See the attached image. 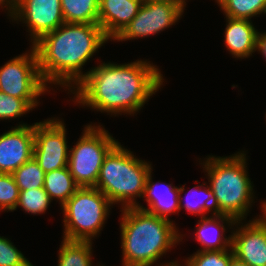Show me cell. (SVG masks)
<instances>
[{
    "label": "cell",
    "instance_id": "obj_8",
    "mask_svg": "<svg viewBox=\"0 0 266 266\" xmlns=\"http://www.w3.org/2000/svg\"><path fill=\"white\" fill-rule=\"evenodd\" d=\"M31 48L30 53L15 56L0 67L1 92L16 98L39 100L41 94L49 90L50 86L41 77L36 51L32 45Z\"/></svg>",
    "mask_w": 266,
    "mask_h": 266
},
{
    "label": "cell",
    "instance_id": "obj_2",
    "mask_svg": "<svg viewBox=\"0 0 266 266\" xmlns=\"http://www.w3.org/2000/svg\"><path fill=\"white\" fill-rule=\"evenodd\" d=\"M108 40L99 24L64 23L45 34L32 45L43 81L73 90L85 77L82 66Z\"/></svg>",
    "mask_w": 266,
    "mask_h": 266
},
{
    "label": "cell",
    "instance_id": "obj_23",
    "mask_svg": "<svg viewBox=\"0 0 266 266\" xmlns=\"http://www.w3.org/2000/svg\"><path fill=\"white\" fill-rule=\"evenodd\" d=\"M12 175L19 190H31L44 187L45 172L34 157L22 164Z\"/></svg>",
    "mask_w": 266,
    "mask_h": 266
},
{
    "label": "cell",
    "instance_id": "obj_30",
    "mask_svg": "<svg viewBox=\"0 0 266 266\" xmlns=\"http://www.w3.org/2000/svg\"><path fill=\"white\" fill-rule=\"evenodd\" d=\"M18 0H0L1 8H6L8 16L10 17L16 9ZM4 6V7H3Z\"/></svg>",
    "mask_w": 266,
    "mask_h": 266
},
{
    "label": "cell",
    "instance_id": "obj_34",
    "mask_svg": "<svg viewBox=\"0 0 266 266\" xmlns=\"http://www.w3.org/2000/svg\"><path fill=\"white\" fill-rule=\"evenodd\" d=\"M178 261H172L170 263H166V264H161L158 266H181L180 264L177 263Z\"/></svg>",
    "mask_w": 266,
    "mask_h": 266
},
{
    "label": "cell",
    "instance_id": "obj_22",
    "mask_svg": "<svg viewBox=\"0 0 266 266\" xmlns=\"http://www.w3.org/2000/svg\"><path fill=\"white\" fill-rule=\"evenodd\" d=\"M225 17L248 19L266 14V0H215Z\"/></svg>",
    "mask_w": 266,
    "mask_h": 266
},
{
    "label": "cell",
    "instance_id": "obj_7",
    "mask_svg": "<svg viewBox=\"0 0 266 266\" xmlns=\"http://www.w3.org/2000/svg\"><path fill=\"white\" fill-rule=\"evenodd\" d=\"M117 143L102 125L85 126L68 158L69 171L79 187L96 186L103 161Z\"/></svg>",
    "mask_w": 266,
    "mask_h": 266
},
{
    "label": "cell",
    "instance_id": "obj_10",
    "mask_svg": "<svg viewBox=\"0 0 266 266\" xmlns=\"http://www.w3.org/2000/svg\"><path fill=\"white\" fill-rule=\"evenodd\" d=\"M65 123L52 118L34 123L33 157L45 173L68 166Z\"/></svg>",
    "mask_w": 266,
    "mask_h": 266
},
{
    "label": "cell",
    "instance_id": "obj_28",
    "mask_svg": "<svg viewBox=\"0 0 266 266\" xmlns=\"http://www.w3.org/2000/svg\"><path fill=\"white\" fill-rule=\"evenodd\" d=\"M0 266H34L6 237L0 236Z\"/></svg>",
    "mask_w": 266,
    "mask_h": 266
},
{
    "label": "cell",
    "instance_id": "obj_13",
    "mask_svg": "<svg viewBox=\"0 0 266 266\" xmlns=\"http://www.w3.org/2000/svg\"><path fill=\"white\" fill-rule=\"evenodd\" d=\"M34 124L25 123L0 135V173L12 174L33 157Z\"/></svg>",
    "mask_w": 266,
    "mask_h": 266
},
{
    "label": "cell",
    "instance_id": "obj_11",
    "mask_svg": "<svg viewBox=\"0 0 266 266\" xmlns=\"http://www.w3.org/2000/svg\"><path fill=\"white\" fill-rule=\"evenodd\" d=\"M10 17L12 21L27 24L32 45L65 23L61 0H18L16 9Z\"/></svg>",
    "mask_w": 266,
    "mask_h": 266
},
{
    "label": "cell",
    "instance_id": "obj_16",
    "mask_svg": "<svg viewBox=\"0 0 266 266\" xmlns=\"http://www.w3.org/2000/svg\"><path fill=\"white\" fill-rule=\"evenodd\" d=\"M236 220L227 215L215 214L200 218L196 226L195 239L202 248L200 251L226 250L231 248L232 235L225 236L226 225L231 229ZM226 223V225H225Z\"/></svg>",
    "mask_w": 266,
    "mask_h": 266
},
{
    "label": "cell",
    "instance_id": "obj_15",
    "mask_svg": "<svg viewBox=\"0 0 266 266\" xmlns=\"http://www.w3.org/2000/svg\"><path fill=\"white\" fill-rule=\"evenodd\" d=\"M148 208L137 205V208L170 220L169 215L179 213V187L173 184L153 182L152 171L147 177L144 196Z\"/></svg>",
    "mask_w": 266,
    "mask_h": 266
},
{
    "label": "cell",
    "instance_id": "obj_25",
    "mask_svg": "<svg viewBox=\"0 0 266 266\" xmlns=\"http://www.w3.org/2000/svg\"><path fill=\"white\" fill-rule=\"evenodd\" d=\"M37 99H21L0 91V119L10 120L21 117L38 106Z\"/></svg>",
    "mask_w": 266,
    "mask_h": 266
},
{
    "label": "cell",
    "instance_id": "obj_33",
    "mask_svg": "<svg viewBox=\"0 0 266 266\" xmlns=\"http://www.w3.org/2000/svg\"><path fill=\"white\" fill-rule=\"evenodd\" d=\"M142 3H147V2H154V1H159V0H141ZM181 3L184 7H186V1L187 0H173Z\"/></svg>",
    "mask_w": 266,
    "mask_h": 266
},
{
    "label": "cell",
    "instance_id": "obj_27",
    "mask_svg": "<svg viewBox=\"0 0 266 266\" xmlns=\"http://www.w3.org/2000/svg\"><path fill=\"white\" fill-rule=\"evenodd\" d=\"M20 195L19 187L12 174L0 173V210L15 211Z\"/></svg>",
    "mask_w": 266,
    "mask_h": 266
},
{
    "label": "cell",
    "instance_id": "obj_29",
    "mask_svg": "<svg viewBox=\"0 0 266 266\" xmlns=\"http://www.w3.org/2000/svg\"><path fill=\"white\" fill-rule=\"evenodd\" d=\"M256 50L259 53H262V56H264V58L266 59V32H258L256 39Z\"/></svg>",
    "mask_w": 266,
    "mask_h": 266
},
{
    "label": "cell",
    "instance_id": "obj_1",
    "mask_svg": "<svg viewBox=\"0 0 266 266\" xmlns=\"http://www.w3.org/2000/svg\"><path fill=\"white\" fill-rule=\"evenodd\" d=\"M163 78L160 69L147 60L125 64L104 62L85 72V77L70 92L74 94V102L81 106L108 115L131 116L161 88Z\"/></svg>",
    "mask_w": 266,
    "mask_h": 266
},
{
    "label": "cell",
    "instance_id": "obj_32",
    "mask_svg": "<svg viewBox=\"0 0 266 266\" xmlns=\"http://www.w3.org/2000/svg\"><path fill=\"white\" fill-rule=\"evenodd\" d=\"M261 211L263 212L262 216L259 217L266 223V201L262 202Z\"/></svg>",
    "mask_w": 266,
    "mask_h": 266
},
{
    "label": "cell",
    "instance_id": "obj_17",
    "mask_svg": "<svg viewBox=\"0 0 266 266\" xmlns=\"http://www.w3.org/2000/svg\"><path fill=\"white\" fill-rule=\"evenodd\" d=\"M251 21L226 17L224 42L233 58H248L256 51L258 30Z\"/></svg>",
    "mask_w": 266,
    "mask_h": 266
},
{
    "label": "cell",
    "instance_id": "obj_14",
    "mask_svg": "<svg viewBox=\"0 0 266 266\" xmlns=\"http://www.w3.org/2000/svg\"><path fill=\"white\" fill-rule=\"evenodd\" d=\"M141 0H99L98 24L114 40L138 14Z\"/></svg>",
    "mask_w": 266,
    "mask_h": 266
},
{
    "label": "cell",
    "instance_id": "obj_20",
    "mask_svg": "<svg viewBox=\"0 0 266 266\" xmlns=\"http://www.w3.org/2000/svg\"><path fill=\"white\" fill-rule=\"evenodd\" d=\"M65 23L98 24L99 0H61Z\"/></svg>",
    "mask_w": 266,
    "mask_h": 266
},
{
    "label": "cell",
    "instance_id": "obj_18",
    "mask_svg": "<svg viewBox=\"0 0 266 266\" xmlns=\"http://www.w3.org/2000/svg\"><path fill=\"white\" fill-rule=\"evenodd\" d=\"M205 186V187H204ZM185 191V185L179 187V211L184 208L188 213L200 215V218L207 217L205 214L213 212L215 215V195L206 182L196 185L187 194L185 203L182 200V193ZM201 194V195H200ZM201 196V198H200ZM203 198V199H202Z\"/></svg>",
    "mask_w": 266,
    "mask_h": 266
},
{
    "label": "cell",
    "instance_id": "obj_31",
    "mask_svg": "<svg viewBox=\"0 0 266 266\" xmlns=\"http://www.w3.org/2000/svg\"><path fill=\"white\" fill-rule=\"evenodd\" d=\"M228 266H248V265L238 260L236 257H233Z\"/></svg>",
    "mask_w": 266,
    "mask_h": 266
},
{
    "label": "cell",
    "instance_id": "obj_4",
    "mask_svg": "<svg viewBox=\"0 0 266 266\" xmlns=\"http://www.w3.org/2000/svg\"><path fill=\"white\" fill-rule=\"evenodd\" d=\"M203 170L215 195V214L245 220L254 202L253 183L248 177L244 151L228 157L208 156Z\"/></svg>",
    "mask_w": 266,
    "mask_h": 266
},
{
    "label": "cell",
    "instance_id": "obj_6",
    "mask_svg": "<svg viewBox=\"0 0 266 266\" xmlns=\"http://www.w3.org/2000/svg\"><path fill=\"white\" fill-rule=\"evenodd\" d=\"M112 205L96 187H79L61 207L64 213L63 239L92 241L100 234Z\"/></svg>",
    "mask_w": 266,
    "mask_h": 266
},
{
    "label": "cell",
    "instance_id": "obj_26",
    "mask_svg": "<svg viewBox=\"0 0 266 266\" xmlns=\"http://www.w3.org/2000/svg\"><path fill=\"white\" fill-rule=\"evenodd\" d=\"M234 257L232 248L226 250L196 251L185 259V266H228Z\"/></svg>",
    "mask_w": 266,
    "mask_h": 266
},
{
    "label": "cell",
    "instance_id": "obj_24",
    "mask_svg": "<svg viewBox=\"0 0 266 266\" xmlns=\"http://www.w3.org/2000/svg\"><path fill=\"white\" fill-rule=\"evenodd\" d=\"M52 200L44 188L20 190L18 203L15 210L20 207L28 214H43L50 206Z\"/></svg>",
    "mask_w": 266,
    "mask_h": 266
},
{
    "label": "cell",
    "instance_id": "obj_21",
    "mask_svg": "<svg viewBox=\"0 0 266 266\" xmlns=\"http://www.w3.org/2000/svg\"><path fill=\"white\" fill-rule=\"evenodd\" d=\"M92 242L63 239L58 253V266H92Z\"/></svg>",
    "mask_w": 266,
    "mask_h": 266
},
{
    "label": "cell",
    "instance_id": "obj_12",
    "mask_svg": "<svg viewBox=\"0 0 266 266\" xmlns=\"http://www.w3.org/2000/svg\"><path fill=\"white\" fill-rule=\"evenodd\" d=\"M243 224L237 220V229L231 232L234 257L248 266H266V223L255 217Z\"/></svg>",
    "mask_w": 266,
    "mask_h": 266
},
{
    "label": "cell",
    "instance_id": "obj_19",
    "mask_svg": "<svg viewBox=\"0 0 266 266\" xmlns=\"http://www.w3.org/2000/svg\"><path fill=\"white\" fill-rule=\"evenodd\" d=\"M43 188L50 199H57L62 207L79 186L75 183L67 166L45 173Z\"/></svg>",
    "mask_w": 266,
    "mask_h": 266
},
{
    "label": "cell",
    "instance_id": "obj_9",
    "mask_svg": "<svg viewBox=\"0 0 266 266\" xmlns=\"http://www.w3.org/2000/svg\"><path fill=\"white\" fill-rule=\"evenodd\" d=\"M185 7L173 0L142 3L138 14L113 41L146 38L174 25L183 15Z\"/></svg>",
    "mask_w": 266,
    "mask_h": 266
},
{
    "label": "cell",
    "instance_id": "obj_3",
    "mask_svg": "<svg viewBox=\"0 0 266 266\" xmlns=\"http://www.w3.org/2000/svg\"><path fill=\"white\" fill-rule=\"evenodd\" d=\"M122 266H153L182 236L174 221L137 207L121 208Z\"/></svg>",
    "mask_w": 266,
    "mask_h": 266
},
{
    "label": "cell",
    "instance_id": "obj_5",
    "mask_svg": "<svg viewBox=\"0 0 266 266\" xmlns=\"http://www.w3.org/2000/svg\"><path fill=\"white\" fill-rule=\"evenodd\" d=\"M151 171V163L136 158L118 142L106 155L95 187L114 205L137 207L136 199L143 198Z\"/></svg>",
    "mask_w": 266,
    "mask_h": 266
}]
</instances>
